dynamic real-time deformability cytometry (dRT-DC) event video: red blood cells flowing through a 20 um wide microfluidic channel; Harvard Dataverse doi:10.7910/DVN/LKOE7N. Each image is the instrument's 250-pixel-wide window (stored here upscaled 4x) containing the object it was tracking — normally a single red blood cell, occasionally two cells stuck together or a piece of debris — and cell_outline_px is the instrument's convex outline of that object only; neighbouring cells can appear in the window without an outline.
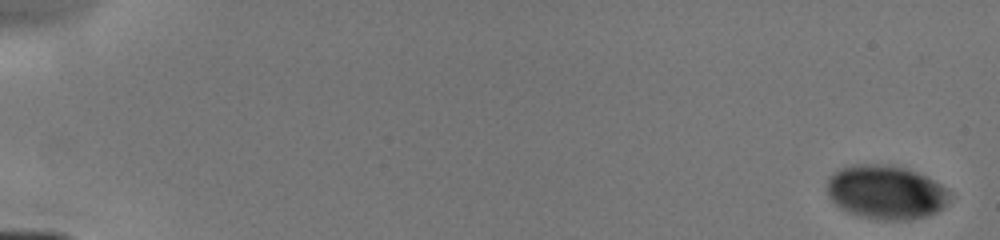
{"species": "human", "species_latin": "Homo sapiens", "temperature_condition": "cold", "stored_images_in_passage": 12, "camera_frame_rate_fps": 3000, "um_per_image_px": 0.085, "donor": {"sex": "male"}, "frame": {"image": 1, "passage_image": 1, "time_ms": 0.0, "image_size_px": [1000, 240], "cell_outline_px": [[948, 200], [936, 212], [924, 216], [908, 220], [880, 220], [860, 216], [848, 212], [840, 208], [828, 196], [828, 176], [840, 168], [852, 164], [892, 164], [908, 168], [940, 184], [948, 192]], "centroid_in_image_um": [75.24, 16.32], "position_along_channel_um": 9.8, "area_um2": 38.38}}